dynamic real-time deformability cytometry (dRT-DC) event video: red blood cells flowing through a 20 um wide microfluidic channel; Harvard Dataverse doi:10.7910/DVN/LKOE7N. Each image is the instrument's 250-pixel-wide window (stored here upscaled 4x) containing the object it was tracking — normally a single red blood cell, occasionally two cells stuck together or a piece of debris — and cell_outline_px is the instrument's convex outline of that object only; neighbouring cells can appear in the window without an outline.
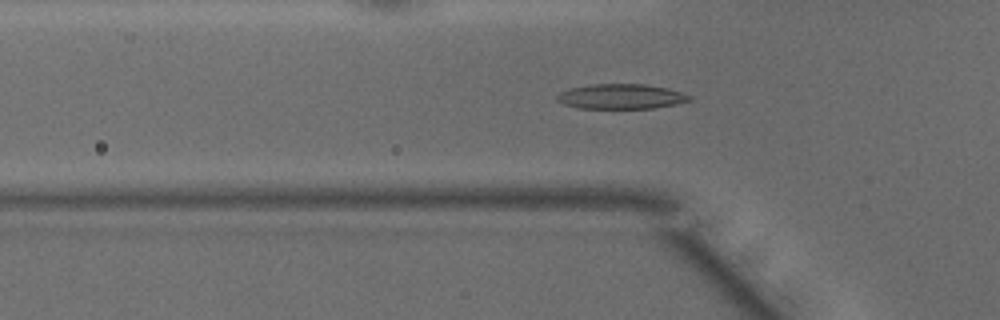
{"species": "common noctule bat (a hibernating species)", "species_latin": "Nyctalus noctula", "temperature_condition": "warm", "stored_images_in_passage": 47, "camera_frame_rate_fps": 3000, "um_per_image_px": 0.085, "animal": {"sex": "male", "body_mass_g": 15.6}, "frame": {"image": 1, "passage_image": 15, "time_ms": 4.667, "image_size_px": [1000, 320], "cell_outline_px": [[692, 100], [676, 104], [652, 108], [576, 108], [564, 104], [556, 100], [556, 96], [560, 92], [568, 88], [592, 84], [644, 84], [668, 88], [692, 96]], "centroid_in_image_um": [52.77, 8.2], "position_along_channel_um": 73.0, "area_um2": 19.31}}
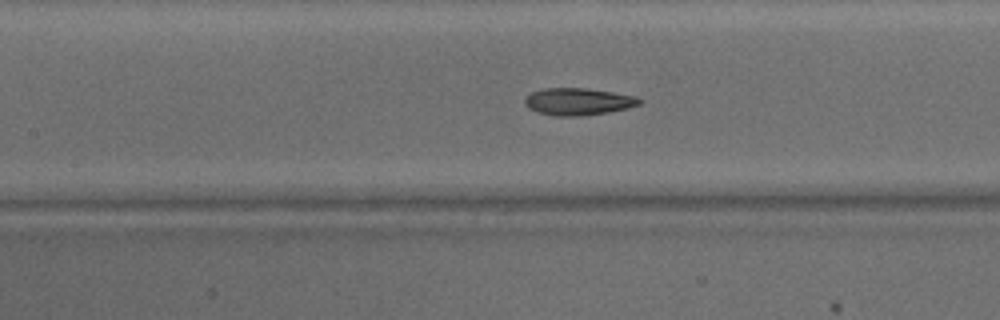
{"frame": {"image": 2, "passage_image": 21, "time_ms": 6.667, "image_size_px": [1000, 320], "cell_outline_px": [[644, 100], [640, 104], [628, 108], [608, 112], [580, 116], [556, 116], [540, 112], [528, 108], [524, 104], [524, 100], [532, 92], [544, 88], [588, 88], [636, 96]], "centroid_in_image_um": [49.17, 8.63], "position_along_channel_um": 158.2, "area_um2": 18.09}}
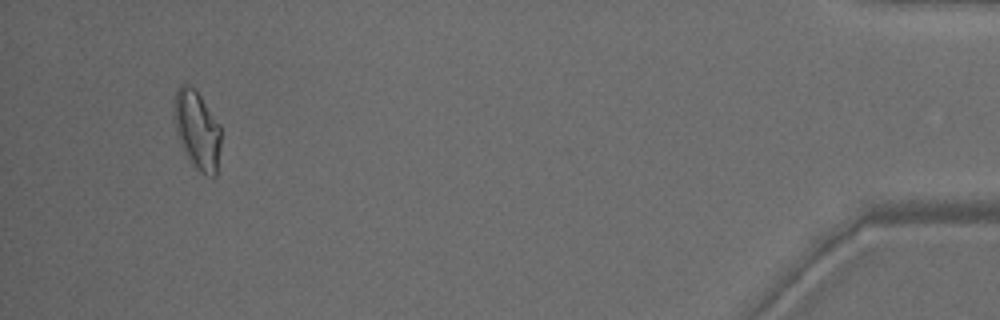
{"frame": {"image": 3, "passage_image": 45, "time_ms": 14.667, "image_size_px": [1000, 320], "cell_outline_px": [[220, 148], [216, 176], [212, 180], [204, 176], [192, 164], [176, 132], [172, 100], [180, 84], [188, 84], [196, 88], [220, 124]], "centroid_in_image_um": [16.77, 11.03], "position_along_channel_um": 418.4, "area_um2": 21.79}, "authors_computed_cell_mechanics": {"area_um2": 18.785, "velocity_mm_per_s": 4.199, "shape_relaxation_time_tau1_ms": null, "shape_relaxation_time_tau2_ms": 1.8541, "deformation_change_tau1": null, "deformation_change_tau2": 0.08}}